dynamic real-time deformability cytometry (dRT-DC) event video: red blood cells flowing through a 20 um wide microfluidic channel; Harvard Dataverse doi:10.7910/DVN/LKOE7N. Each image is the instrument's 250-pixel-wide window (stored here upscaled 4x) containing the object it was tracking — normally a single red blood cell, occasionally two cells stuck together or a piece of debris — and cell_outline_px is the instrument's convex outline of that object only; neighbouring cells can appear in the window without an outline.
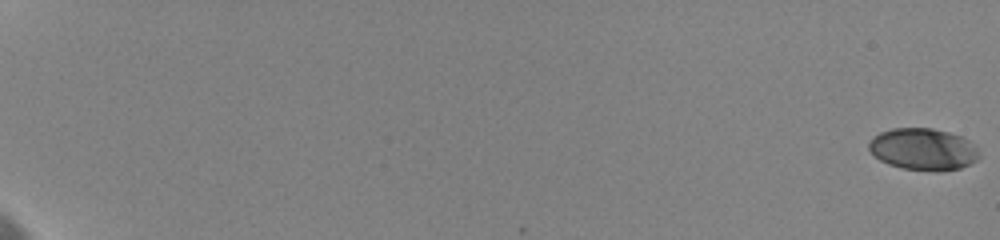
{"species": "human", "species_latin": "Homo sapiens", "temperature_condition": "cold", "stored_images_in_passage": 34, "camera_frame_rate_fps": 3000, "um_per_image_px": 0.085, "donor": {"sex": "female"}, "frame": {"image": 1, "passage_image": 1, "time_ms": 0.0, "image_size_px": [1000, 240], "cell_outline_px": [[980, 156], [976, 160], [960, 168], [904, 168], [888, 164], [880, 160], [868, 148], [868, 144], [880, 132], [892, 128], [932, 128], [948, 132], [960, 136], [968, 140], [976, 148]], "centroid_in_image_um": [78.45, 12.63], "position_along_channel_um": 6.6, "area_um2": 25.84}}
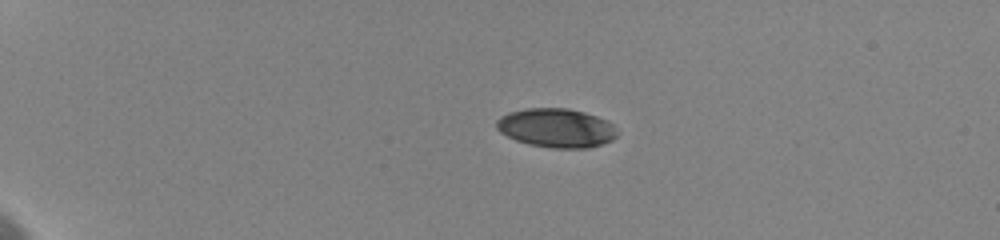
{"frame": {"image": 2, "passage_image": 14, "time_ms": 5.333, "image_size_px": [1000, 240], "cell_outline_px": [[616, 136], [612, 140], [588, 148], [552, 148], [528, 144], [516, 140], [500, 132], [496, 128], [496, 120], [500, 116], [508, 112], [528, 108], [568, 108], [584, 112], [608, 120], [612, 124], [616, 132]], "centroid_in_image_um": [47.26, 10.87], "position_along_channel_um": 37.7, "area_um2": 27.4}}